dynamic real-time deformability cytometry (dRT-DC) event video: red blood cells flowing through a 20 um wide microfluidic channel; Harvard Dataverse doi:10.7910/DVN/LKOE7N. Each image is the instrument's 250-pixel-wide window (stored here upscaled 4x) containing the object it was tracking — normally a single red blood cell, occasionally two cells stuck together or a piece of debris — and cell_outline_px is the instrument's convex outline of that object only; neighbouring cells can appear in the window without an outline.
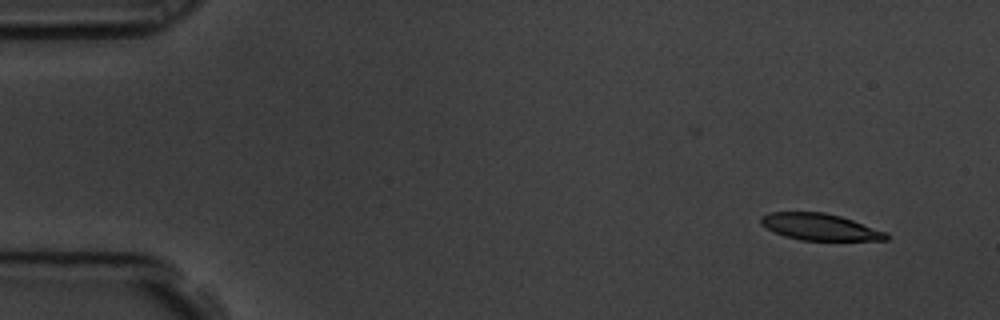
{"species": "common noctule bat (a hibernating species)", "species_latin": "Nyctalus noctula", "temperature_condition": "room temperature", "stored_images_in_passage": 6, "segment_of_instrument_passage": [1, 2], "camera_frame_rate_fps": 3000, "um_per_image_px": 0.085, "animal": {"sex": "male", "body_mass_g": 19.5, "forearm_length_mm": 54.6}, "frame": {"image": 1, "passage_image": 1, "time_ms": 0.0, "image_size_px": [1000, 320], "cell_outline_px": [[888, 240], [800, 240], [784, 236], [760, 224], [760, 216], [768, 212], [824, 212], [840, 216], [888, 232]], "centroid_in_image_um": [69.68, 19.28], "position_along_channel_um": 15.3, "area_um2": 19.42}}